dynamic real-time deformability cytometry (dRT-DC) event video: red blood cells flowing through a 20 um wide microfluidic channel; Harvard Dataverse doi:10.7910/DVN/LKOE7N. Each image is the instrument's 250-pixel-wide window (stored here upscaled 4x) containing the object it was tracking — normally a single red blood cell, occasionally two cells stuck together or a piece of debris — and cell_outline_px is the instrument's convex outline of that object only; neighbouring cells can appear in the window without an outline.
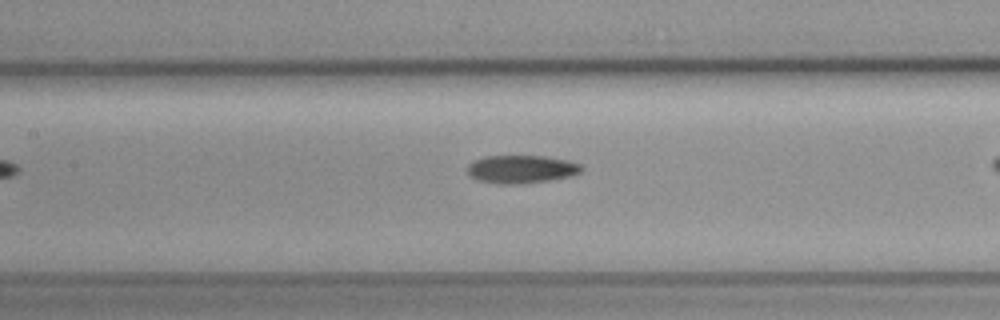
{"species": "common noctule bat (a hibernating species)", "species_latin": "Nyctalus noctula", "temperature_condition": "cold", "stored_images_in_passage": 27, "camera_frame_rate_fps": 3000, "um_per_image_px": 0.085, "animal": {"sex": "female", "body_mass_g": 19.3, "forearm_length_mm": 54.1}, "frame": {"image": 1, "passage_image": 8, "time_ms": 2.333, "image_size_px": [1000, 320], "cell_outline_px": [[584, 168], [580, 172], [568, 176], [552, 180], [520, 184], [496, 184], [476, 180], [468, 172], [468, 164], [476, 160], [488, 156], [544, 156], [568, 160], [580, 164]], "centroid_in_image_um": [44.32, 14.39], "position_along_channel_um": 163.1, "area_um2": 18.61}}
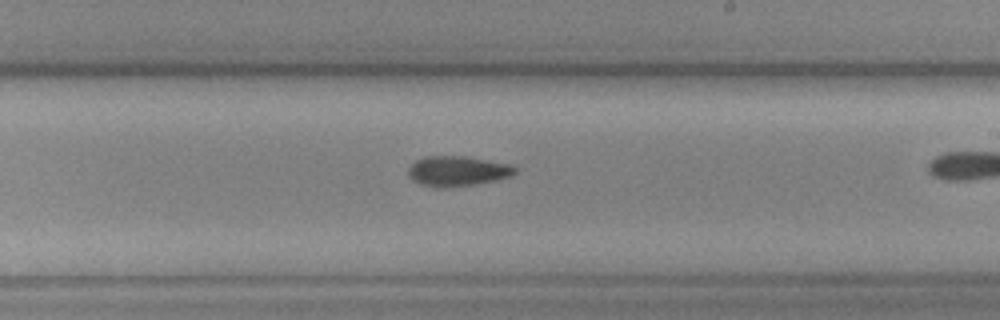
{"frame": {"image": 2, "passage_image": 15, "time_ms": 4.667, "image_size_px": [1000, 320], "cell_outline_px": [[516, 172], [508, 176], [496, 180], [476, 184], [448, 188], [436, 188], [420, 184], [412, 180], [408, 176], [408, 168], [416, 160], [424, 156], [464, 156], [512, 164], [516, 168]], "centroid_in_image_um": [38.85, 14.55], "position_along_channel_um": 250.2, "area_um2": 18.9}}